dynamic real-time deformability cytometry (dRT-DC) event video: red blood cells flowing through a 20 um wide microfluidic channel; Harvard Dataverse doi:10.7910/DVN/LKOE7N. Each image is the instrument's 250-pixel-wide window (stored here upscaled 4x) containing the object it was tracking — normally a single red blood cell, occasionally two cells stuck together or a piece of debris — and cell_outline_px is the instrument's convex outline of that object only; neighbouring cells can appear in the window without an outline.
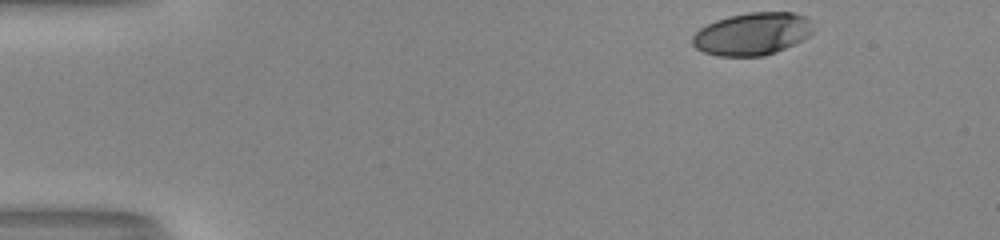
{"species": "human", "species_latin": "Homo sapiens", "temperature_condition": "room temperature", "stored_images_in_passage": 11, "camera_frame_rate_fps": 3000, "um_per_image_px": 0.085, "donor": {"sex": "male"}, "frame": {"image": 1, "passage_image": 1, "time_ms": 0.0, "image_size_px": [1000, 240], "cell_outline_px": [[812, 32], [808, 36], [776, 52], [764, 56], [716, 56], [704, 52], [696, 48], [692, 44], [692, 36], [700, 28], [716, 20], [728, 16], [748, 12], [792, 12], [808, 16], [812, 28]], "centroid_in_image_um": [63.92, 2.87], "position_along_channel_um": 21.1, "area_um2": 29.88}}